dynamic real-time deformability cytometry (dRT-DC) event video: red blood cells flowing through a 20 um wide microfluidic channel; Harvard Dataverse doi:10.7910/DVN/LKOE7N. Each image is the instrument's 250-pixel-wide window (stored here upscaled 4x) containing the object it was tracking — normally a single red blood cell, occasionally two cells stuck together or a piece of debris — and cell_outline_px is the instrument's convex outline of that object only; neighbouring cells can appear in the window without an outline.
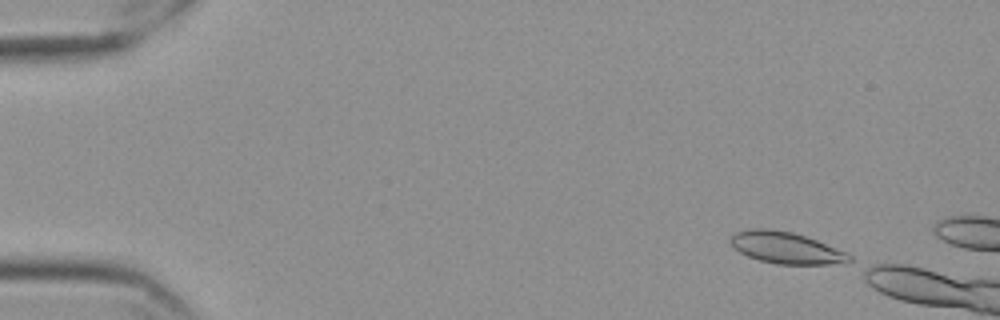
{"species": "Egyptian fruit bat (a non-hibernating species)", "species_latin": "Rousettus aegyptiacus", "temperature_condition": "cold", "stored_images_in_passage": 6, "camera_frame_rate_fps": 3000, "um_per_image_px": 0.085, "frame": {"image": 1, "passage_image": 1, "time_ms": 0.0, "image_size_px": [1000, 320], "cell_outline_px": [[852, 260], [848, 264], [776, 264], [760, 260], [748, 256], [740, 252], [732, 244], [732, 236], [736, 232], [752, 228], [768, 228], [792, 232], [816, 240], [848, 252], [852, 256]], "centroid_in_image_um": [66.89, 21.07], "position_along_channel_um": 18.1, "area_um2": 21.85}}